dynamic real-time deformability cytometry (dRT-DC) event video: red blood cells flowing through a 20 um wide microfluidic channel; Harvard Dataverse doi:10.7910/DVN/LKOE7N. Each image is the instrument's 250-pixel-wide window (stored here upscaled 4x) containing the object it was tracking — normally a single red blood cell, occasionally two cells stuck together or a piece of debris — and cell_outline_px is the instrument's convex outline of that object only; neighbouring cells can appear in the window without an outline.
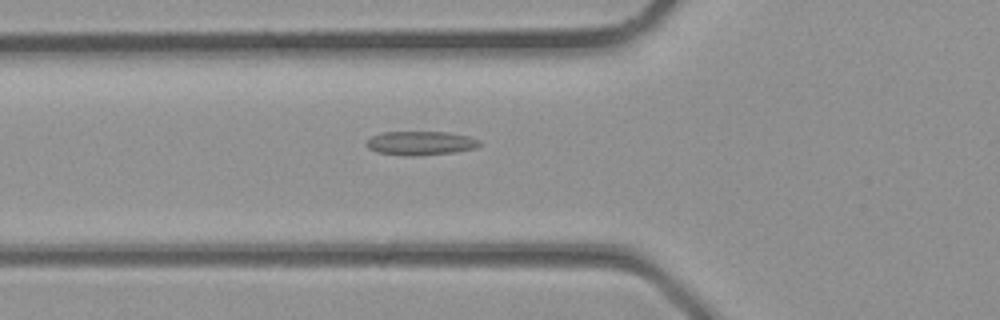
{"species": "common noctule bat (a hibernating species)", "species_latin": "Nyctalus noctula", "temperature_condition": "room temperature", "stored_images_in_passage": 26, "camera_frame_rate_fps": 3000, "um_per_image_px": 0.085, "animal": {"sex": "male", "body_mass_g": 23.1, "forearm_length_mm": 52.7}, "frame": {"image": 1, "passage_image": 6, "time_ms": 1.667, "image_size_px": [1000, 320], "cell_outline_px": [[480, 144], [476, 148], [456, 152], [416, 156], [412, 156], [376, 152], [368, 148], [364, 144], [372, 136], [384, 132], [448, 132], [468, 136], [480, 140]], "centroid_in_image_um": [35.75, 12.17], "position_along_channel_um": 90.0, "area_um2": 15.78}}
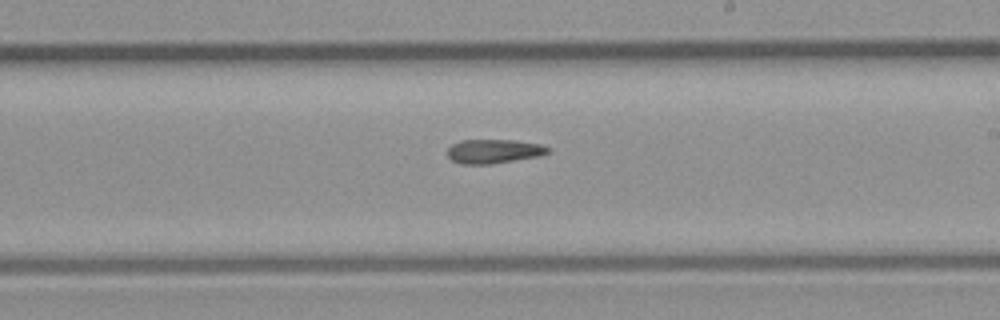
{"frame": {"image": 2, "passage_image": 14, "time_ms": 4.333, "image_size_px": [1000, 320], "cell_outline_px": [[548, 152], [540, 156], [492, 164], [460, 164], [452, 160], [448, 156], [448, 148], [452, 144], [460, 140], [512, 140], [540, 144], [548, 148]], "centroid_in_image_um": [41.93, 12.86], "position_along_channel_um": 247.1, "area_um2": 14.05}}
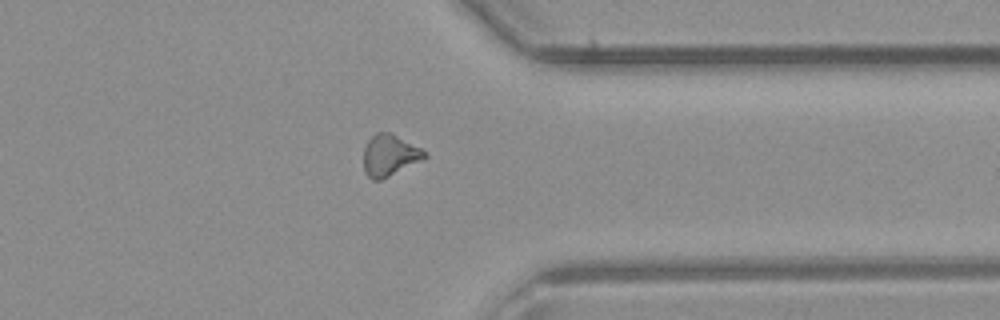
{"frame": {"image": 3, "passage_image": 21, "time_ms": 6.667, "image_size_px": [1000, 320], "cell_outline_px": [[428, 156], [424, 160], [380, 180], [372, 180], [364, 172], [364, 148], [368, 140], [376, 132], [388, 132], [428, 152]], "centroid_in_image_um": [33.13, 13.22], "position_along_channel_um": 378.3, "area_um2": 14.68}}